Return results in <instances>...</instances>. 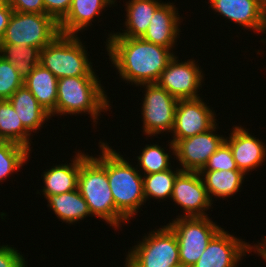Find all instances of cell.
<instances>
[{"mask_svg":"<svg viewBox=\"0 0 266 267\" xmlns=\"http://www.w3.org/2000/svg\"><path fill=\"white\" fill-rule=\"evenodd\" d=\"M106 41L109 60L120 78L135 86L157 83L175 56L173 50L143 38L109 37Z\"/></svg>","mask_w":266,"mask_h":267,"instance_id":"cell-1","label":"cell"},{"mask_svg":"<svg viewBox=\"0 0 266 267\" xmlns=\"http://www.w3.org/2000/svg\"><path fill=\"white\" fill-rule=\"evenodd\" d=\"M101 143V144H100ZM101 154L95 157L107 170V178L116 207V229L134 218L144 205L143 175L108 143L99 142ZM122 222V224H121Z\"/></svg>","mask_w":266,"mask_h":267,"instance_id":"cell-2","label":"cell"},{"mask_svg":"<svg viewBox=\"0 0 266 267\" xmlns=\"http://www.w3.org/2000/svg\"><path fill=\"white\" fill-rule=\"evenodd\" d=\"M98 76H76L58 79L56 116L89 114L97 124L101 112L109 111L110 101ZM58 114V115H57Z\"/></svg>","mask_w":266,"mask_h":267,"instance_id":"cell-3","label":"cell"},{"mask_svg":"<svg viewBox=\"0 0 266 267\" xmlns=\"http://www.w3.org/2000/svg\"><path fill=\"white\" fill-rule=\"evenodd\" d=\"M77 189L94 215L116 230V207L106 168L92 155L80 153V172Z\"/></svg>","mask_w":266,"mask_h":267,"instance_id":"cell-4","label":"cell"},{"mask_svg":"<svg viewBox=\"0 0 266 267\" xmlns=\"http://www.w3.org/2000/svg\"><path fill=\"white\" fill-rule=\"evenodd\" d=\"M80 37L59 34L40 52V63L57 79L76 76H98ZM88 54V55H87Z\"/></svg>","mask_w":266,"mask_h":267,"instance_id":"cell-5","label":"cell"},{"mask_svg":"<svg viewBox=\"0 0 266 267\" xmlns=\"http://www.w3.org/2000/svg\"><path fill=\"white\" fill-rule=\"evenodd\" d=\"M142 239L128 251L125 267H181L178 241L167 225Z\"/></svg>","mask_w":266,"mask_h":267,"instance_id":"cell-6","label":"cell"},{"mask_svg":"<svg viewBox=\"0 0 266 267\" xmlns=\"http://www.w3.org/2000/svg\"><path fill=\"white\" fill-rule=\"evenodd\" d=\"M167 226L174 232L181 267H192L212 238L222 229L210 217H176Z\"/></svg>","mask_w":266,"mask_h":267,"instance_id":"cell-7","label":"cell"},{"mask_svg":"<svg viewBox=\"0 0 266 267\" xmlns=\"http://www.w3.org/2000/svg\"><path fill=\"white\" fill-rule=\"evenodd\" d=\"M59 34V25L51 16L13 11L0 43L34 46L42 50Z\"/></svg>","mask_w":266,"mask_h":267,"instance_id":"cell-8","label":"cell"},{"mask_svg":"<svg viewBox=\"0 0 266 267\" xmlns=\"http://www.w3.org/2000/svg\"><path fill=\"white\" fill-rule=\"evenodd\" d=\"M139 86L145 89L141 108L144 134L150 137L172 132L178 99L157 83Z\"/></svg>","mask_w":266,"mask_h":267,"instance_id":"cell-9","label":"cell"},{"mask_svg":"<svg viewBox=\"0 0 266 267\" xmlns=\"http://www.w3.org/2000/svg\"><path fill=\"white\" fill-rule=\"evenodd\" d=\"M216 123L206 132L191 136L182 140H169L168 146L171 155L176 156L182 171L199 172L204 168L208 159L217 151L225 141L222 135L216 134ZM214 131V132H213Z\"/></svg>","mask_w":266,"mask_h":267,"instance_id":"cell-10","label":"cell"},{"mask_svg":"<svg viewBox=\"0 0 266 267\" xmlns=\"http://www.w3.org/2000/svg\"><path fill=\"white\" fill-rule=\"evenodd\" d=\"M177 58L175 55L170 60L157 84L178 100L199 98L198 90L202 88L204 79L203 70L193 59L180 62Z\"/></svg>","mask_w":266,"mask_h":267,"instance_id":"cell-11","label":"cell"},{"mask_svg":"<svg viewBox=\"0 0 266 267\" xmlns=\"http://www.w3.org/2000/svg\"><path fill=\"white\" fill-rule=\"evenodd\" d=\"M215 111L199 98L178 100L172 140H182L211 129L217 119Z\"/></svg>","mask_w":266,"mask_h":267,"instance_id":"cell-12","label":"cell"},{"mask_svg":"<svg viewBox=\"0 0 266 267\" xmlns=\"http://www.w3.org/2000/svg\"><path fill=\"white\" fill-rule=\"evenodd\" d=\"M171 199L185 211L178 217H206L209 214L205 211L213 204L199 172L196 171H181L177 175Z\"/></svg>","mask_w":266,"mask_h":267,"instance_id":"cell-13","label":"cell"},{"mask_svg":"<svg viewBox=\"0 0 266 267\" xmlns=\"http://www.w3.org/2000/svg\"><path fill=\"white\" fill-rule=\"evenodd\" d=\"M253 249L254 245L234 237L222 228L192 267H238L241 258Z\"/></svg>","mask_w":266,"mask_h":267,"instance_id":"cell-14","label":"cell"},{"mask_svg":"<svg viewBox=\"0 0 266 267\" xmlns=\"http://www.w3.org/2000/svg\"><path fill=\"white\" fill-rule=\"evenodd\" d=\"M210 8L245 29L266 34V0H209Z\"/></svg>","mask_w":266,"mask_h":267,"instance_id":"cell-15","label":"cell"},{"mask_svg":"<svg viewBox=\"0 0 266 267\" xmlns=\"http://www.w3.org/2000/svg\"><path fill=\"white\" fill-rule=\"evenodd\" d=\"M244 128L242 125L233 126L231 129L233 131L225 138V142L231 148L238 170L246 175L266 161V146L262 140L260 141Z\"/></svg>","mask_w":266,"mask_h":267,"instance_id":"cell-16","label":"cell"},{"mask_svg":"<svg viewBox=\"0 0 266 267\" xmlns=\"http://www.w3.org/2000/svg\"><path fill=\"white\" fill-rule=\"evenodd\" d=\"M175 3L163 2L154 12L147 32L142 37L144 40L173 49L181 32L178 8Z\"/></svg>","mask_w":266,"mask_h":267,"instance_id":"cell-17","label":"cell"},{"mask_svg":"<svg viewBox=\"0 0 266 267\" xmlns=\"http://www.w3.org/2000/svg\"><path fill=\"white\" fill-rule=\"evenodd\" d=\"M115 2L116 0H72L67 15L58 23L60 34L77 36L79 31L83 32L93 25V18L99 16L105 7H111Z\"/></svg>","mask_w":266,"mask_h":267,"instance_id":"cell-18","label":"cell"},{"mask_svg":"<svg viewBox=\"0 0 266 267\" xmlns=\"http://www.w3.org/2000/svg\"><path fill=\"white\" fill-rule=\"evenodd\" d=\"M126 7V30L110 33L109 37L142 38L147 32L155 10L163 3L160 0H129Z\"/></svg>","mask_w":266,"mask_h":267,"instance_id":"cell-19","label":"cell"},{"mask_svg":"<svg viewBox=\"0 0 266 267\" xmlns=\"http://www.w3.org/2000/svg\"><path fill=\"white\" fill-rule=\"evenodd\" d=\"M8 101L17 112L22 125L30 133L32 131L36 133L38 129L42 128L45 121L51 118L50 113L38 103L25 85L18 88Z\"/></svg>","mask_w":266,"mask_h":267,"instance_id":"cell-20","label":"cell"},{"mask_svg":"<svg viewBox=\"0 0 266 267\" xmlns=\"http://www.w3.org/2000/svg\"><path fill=\"white\" fill-rule=\"evenodd\" d=\"M43 172L44 187L42 190L44 198L49 195L74 191L78 186L80 172V152L78 151L71 163L59 164L46 169Z\"/></svg>","mask_w":266,"mask_h":267,"instance_id":"cell-21","label":"cell"},{"mask_svg":"<svg viewBox=\"0 0 266 267\" xmlns=\"http://www.w3.org/2000/svg\"><path fill=\"white\" fill-rule=\"evenodd\" d=\"M24 85L51 115H56L58 79L47 68L38 64L24 79Z\"/></svg>","mask_w":266,"mask_h":267,"instance_id":"cell-22","label":"cell"},{"mask_svg":"<svg viewBox=\"0 0 266 267\" xmlns=\"http://www.w3.org/2000/svg\"><path fill=\"white\" fill-rule=\"evenodd\" d=\"M199 174L211 202L212 196L226 199L236 194L246 176L240 170H200Z\"/></svg>","mask_w":266,"mask_h":267,"instance_id":"cell-23","label":"cell"},{"mask_svg":"<svg viewBox=\"0 0 266 267\" xmlns=\"http://www.w3.org/2000/svg\"><path fill=\"white\" fill-rule=\"evenodd\" d=\"M46 200L49 209L53 210L58 219L70 225L91 215L87 202L78 189L59 195H49Z\"/></svg>","mask_w":266,"mask_h":267,"instance_id":"cell-24","label":"cell"},{"mask_svg":"<svg viewBox=\"0 0 266 267\" xmlns=\"http://www.w3.org/2000/svg\"><path fill=\"white\" fill-rule=\"evenodd\" d=\"M30 135L11 103L8 100H0V140L17 143L31 151Z\"/></svg>","mask_w":266,"mask_h":267,"instance_id":"cell-25","label":"cell"},{"mask_svg":"<svg viewBox=\"0 0 266 267\" xmlns=\"http://www.w3.org/2000/svg\"><path fill=\"white\" fill-rule=\"evenodd\" d=\"M40 52L41 49L34 46L0 43V56L11 62L23 79L40 63Z\"/></svg>","mask_w":266,"mask_h":267,"instance_id":"cell-26","label":"cell"},{"mask_svg":"<svg viewBox=\"0 0 266 267\" xmlns=\"http://www.w3.org/2000/svg\"><path fill=\"white\" fill-rule=\"evenodd\" d=\"M182 170L178 167L173 171L172 168L165 171L143 175V188L145 202L151 198L168 199L171 198L173 187L177 175Z\"/></svg>","mask_w":266,"mask_h":267,"instance_id":"cell-27","label":"cell"},{"mask_svg":"<svg viewBox=\"0 0 266 267\" xmlns=\"http://www.w3.org/2000/svg\"><path fill=\"white\" fill-rule=\"evenodd\" d=\"M30 153V150L22 145L0 140V182L19 171L28 161Z\"/></svg>","mask_w":266,"mask_h":267,"instance_id":"cell-28","label":"cell"},{"mask_svg":"<svg viewBox=\"0 0 266 267\" xmlns=\"http://www.w3.org/2000/svg\"><path fill=\"white\" fill-rule=\"evenodd\" d=\"M141 151L142 153L137 156V161L139 165L138 167H140L139 171H142V174H153L165 171L172 167L169 162V159L170 157L172 158V156L169 152H165L164 147L162 148L158 144H148Z\"/></svg>","mask_w":266,"mask_h":267,"instance_id":"cell-29","label":"cell"},{"mask_svg":"<svg viewBox=\"0 0 266 267\" xmlns=\"http://www.w3.org/2000/svg\"><path fill=\"white\" fill-rule=\"evenodd\" d=\"M23 85L24 79L13 64L0 56V100H8Z\"/></svg>","mask_w":266,"mask_h":267,"instance_id":"cell-30","label":"cell"},{"mask_svg":"<svg viewBox=\"0 0 266 267\" xmlns=\"http://www.w3.org/2000/svg\"><path fill=\"white\" fill-rule=\"evenodd\" d=\"M201 170H238L230 146L224 141Z\"/></svg>","mask_w":266,"mask_h":267,"instance_id":"cell-31","label":"cell"},{"mask_svg":"<svg viewBox=\"0 0 266 267\" xmlns=\"http://www.w3.org/2000/svg\"><path fill=\"white\" fill-rule=\"evenodd\" d=\"M10 245H0V267H27L23 254Z\"/></svg>","mask_w":266,"mask_h":267,"instance_id":"cell-32","label":"cell"},{"mask_svg":"<svg viewBox=\"0 0 266 267\" xmlns=\"http://www.w3.org/2000/svg\"><path fill=\"white\" fill-rule=\"evenodd\" d=\"M45 14L59 23L68 13L72 0H43Z\"/></svg>","mask_w":266,"mask_h":267,"instance_id":"cell-33","label":"cell"},{"mask_svg":"<svg viewBox=\"0 0 266 267\" xmlns=\"http://www.w3.org/2000/svg\"><path fill=\"white\" fill-rule=\"evenodd\" d=\"M7 3L15 12L45 14L43 0H8Z\"/></svg>","mask_w":266,"mask_h":267,"instance_id":"cell-34","label":"cell"},{"mask_svg":"<svg viewBox=\"0 0 266 267\" xmlns=\"http://www.w3.org/2000/svg\"><path fill=\"white\" fill-rule=\"evenodd\" d=\"M13 9L7 2L0 3V41L4 36Z\"/></svg>","mask_w":266,"mask_h":267,"instance_id":"cell-35","label":"cell"},{"mask_svg":"<svg viewBox=\"0 0 266 267\" xmlns=\"http://www.w3.org/2000/svg\"><path fill=\"white\" fill-rule=\"evenodd\" d=\"M0 2H8V0H0Z\"/></svg>","mask_w":266,"mask_h":267,"instance_id":"cell-36","label":"cell"}]
</instances>
